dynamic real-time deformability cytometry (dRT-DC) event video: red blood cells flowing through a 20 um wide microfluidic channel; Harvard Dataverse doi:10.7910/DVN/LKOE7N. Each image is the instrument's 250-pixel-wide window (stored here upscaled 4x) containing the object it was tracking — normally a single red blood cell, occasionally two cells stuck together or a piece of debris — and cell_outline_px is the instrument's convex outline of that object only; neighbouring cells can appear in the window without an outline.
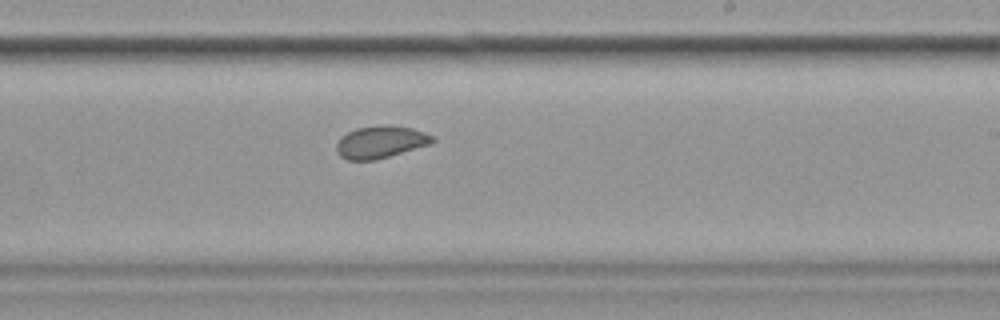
{"species": "common noctule bat (a hibernating species)", "species_latin": "Nyctalus noctula", "temperature_condition": "cold", "stored_images_in_passage": 10, "camera_frame_rate_fps": 3000, "um_per_image_px": 0.085, "animal": {"sex": "female", "body_mass_g": 19.9}, "frame": {"image": 1, "passage_image": 10, "time_ms": 10.667, "image_size_px": [1000, 320], "cell_outline_px": [[436, 140], [432, 144], [376, 160], [348, 160], [340, 156], [336, 152], [336, 144], [340, 136], [356, 128], [384, 124], [412, 128], [424, 132], [432, 136]], "centroid_in_image_um": [32.34, 12.07], "position_along_channel_um": 256.7, "area_um2": 18.26}}